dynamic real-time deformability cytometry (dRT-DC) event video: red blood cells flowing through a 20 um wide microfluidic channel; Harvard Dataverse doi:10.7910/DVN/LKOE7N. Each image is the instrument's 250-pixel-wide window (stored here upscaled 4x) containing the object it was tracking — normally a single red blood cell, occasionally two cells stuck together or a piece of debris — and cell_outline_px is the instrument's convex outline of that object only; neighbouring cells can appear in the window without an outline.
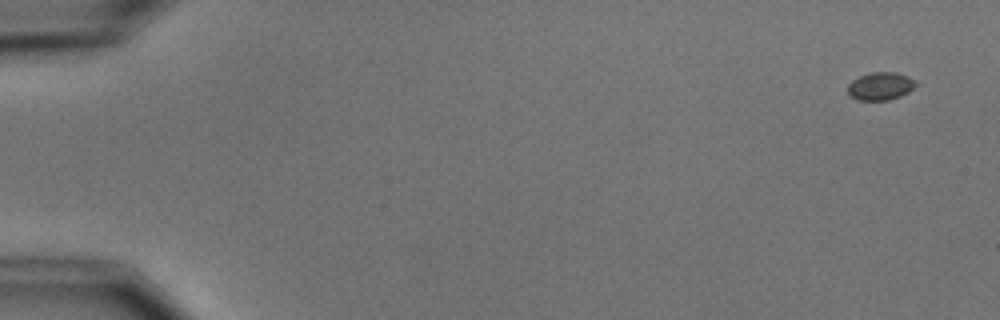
{"species": "common noctule bat (a hibernating species)", "species_latin": "Nyctalus noctula", "temperature_condition": "cold", "stored_images_in_passage": 4, "camera_frame_rate_fps": 3000, "um_per_image_px": 0.085, "animal": {"sex": "male", "body_mass_g": 15.6}, "frame": {"image": 1, "passage_image": 1, "time_ms": 0.0, "image_size_px": [1000, 320], "cell_outline_px": [[920, 84], [908, 92], [900, 96], [888, 100], [856, 100], [848, 92], [848, 84], [852, 80], [860, 76], [872, 72], [896, 72], [908, 76]], "centroid_in_image_um": [74.87, 7.32], "position_along_channel_um": 10.1, "area_um2": 11.1}}